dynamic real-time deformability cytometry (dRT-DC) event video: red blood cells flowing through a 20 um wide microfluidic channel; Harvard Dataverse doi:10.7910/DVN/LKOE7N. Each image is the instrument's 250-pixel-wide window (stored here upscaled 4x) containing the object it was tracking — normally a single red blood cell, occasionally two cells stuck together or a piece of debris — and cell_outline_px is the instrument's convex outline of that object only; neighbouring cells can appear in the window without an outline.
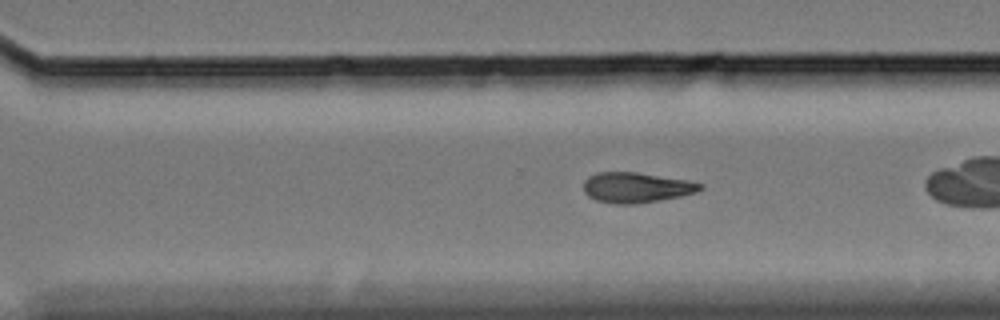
{"species": "Egyptian fruit bat (a non-hibernating species)", "species_latin": "Rousettus aegyptiacus", "temperature_condition": "cold", "stored_images_in_passage": 54, "camera_frame_rate_fps": 3000, "um_per_image_px": 0.085, "animal": {"sex": "female"}, "frame": {"image": 1, "passage_image": 39, "time_ms": 12.667, "image_size_px": [1000, 320], "cell_outline_px": [[704, 188], [696, 192], [680, 196], [660, 200], [636, 204], [616, 204], [596, 200], [588, 196], [584, 192], [584, 180], [588, 176], [596, 172], [636, 172], [688, 180], [704, 184]], "centroid_in_image_um": [54.08, 15.93], "position_along_channel_um": 316.5, "area_um2": 20.69}}